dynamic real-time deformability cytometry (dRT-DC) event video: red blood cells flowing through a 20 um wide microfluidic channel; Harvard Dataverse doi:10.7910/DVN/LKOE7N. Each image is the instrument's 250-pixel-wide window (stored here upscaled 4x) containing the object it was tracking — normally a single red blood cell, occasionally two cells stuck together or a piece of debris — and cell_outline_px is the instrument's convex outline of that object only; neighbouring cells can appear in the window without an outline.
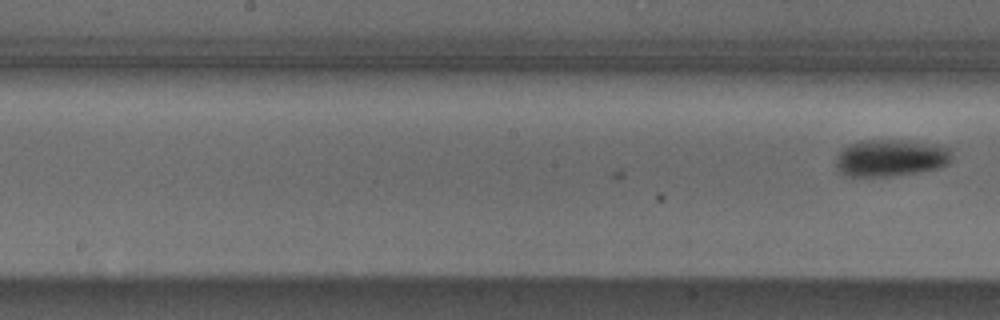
{"species": "Egyptian fruit bat (a non-hibernating species)", "species_latin": "Rousettus aegyptiacus", "temperature_condition": "cold", "stored_images_in_passage": 17, "camera_frame_rate_fps": 3000, "um_per_image_px": 0.085, "animal": {"sex": "male"}, "frame": {"image": 1, "passage_image": 17, "time_ms": 5.333, "image_size_px": [1000, 320], "cell_outline_px": [[952, 160], [948, 164], [940, 168], [892, 176], [844, 176], [836, 168], [836, 156], [840, 148], [848, 144], [868, 140], [900, 140], [940, 144], [952, 148]], "centroid_in_image_um": [75.73, 13.41], "position_along_channel_um": 172.5, "area_um2": 25.49}}